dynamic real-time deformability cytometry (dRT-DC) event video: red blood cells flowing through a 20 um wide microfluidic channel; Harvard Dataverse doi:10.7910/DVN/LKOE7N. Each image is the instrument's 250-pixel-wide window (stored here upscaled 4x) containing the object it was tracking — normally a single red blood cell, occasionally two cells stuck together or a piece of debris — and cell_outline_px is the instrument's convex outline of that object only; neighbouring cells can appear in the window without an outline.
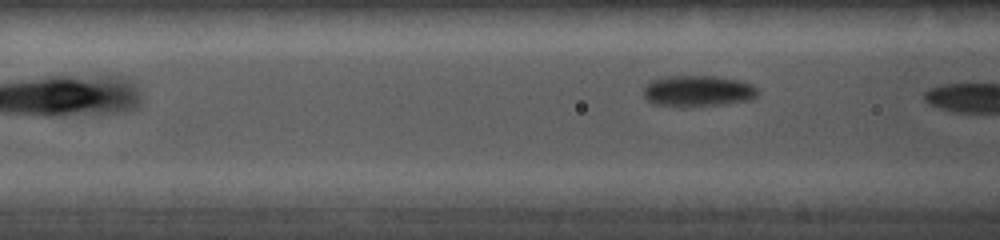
{"species": "common noctule bat (a hibernating species)", "species_latin": "Nyctalus noctula", "temperature_condition": "cold", "stored_images_in_passage": 3, "camera_frame_rate_fps": 5000, "um_per_image_px": 0.085, "animal": {"sex": "female", "body_mass_g": 19.0, "forearm_length_mm": 56.7}, "frame": {"image": 1, "passage_image": 3, "time_ms": 2.2, "image_size_px": [1000, 240], "cell_outline_px": [[760, 92], [756, 96], [748, 100], [724, 104], [688, 108], [680, 108], [652, 104], [644, 96], [644, 88], [648, 80], [668, 76], [712, 76], [736, 80], [752, 84]], "centroid_in_image_um": [59.26, 7.76], "position_along_channel_um": 107.3, "area_um2": 21.15}}